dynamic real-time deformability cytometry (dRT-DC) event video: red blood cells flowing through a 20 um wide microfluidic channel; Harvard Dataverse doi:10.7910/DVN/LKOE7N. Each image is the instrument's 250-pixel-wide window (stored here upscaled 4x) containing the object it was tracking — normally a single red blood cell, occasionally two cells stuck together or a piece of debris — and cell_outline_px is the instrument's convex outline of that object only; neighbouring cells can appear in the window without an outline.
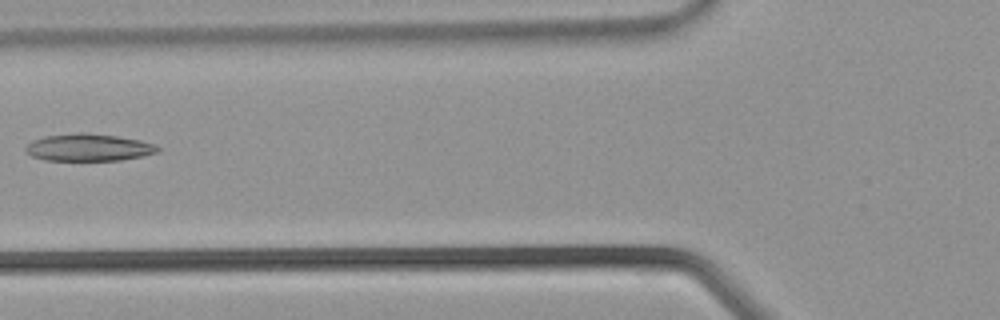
{"species": "common noctule bat (a hibernating species)", "species_latin": "Nyctalus noctula", "temperature_condition": "warm", "stored_images_in_passage": 26, "camera_frame_rate_fps": 3000, "um_per_image_px": 0.085, "animal": {"sex": "male", "body_mass_g": 21.5, "forearm_length_mm": 52.0}, "frame": {"image": 1, "passage_image": 4, "time_ms": 1.0, "image_size_px": [1000, 320], "cell_outline_px": [[160, 148], [156, 152], [144, 156], [120, 160], [44, 160], [32, 156], [24, 152], [24, 148], [32, 140], [44, 136], [80, 132], [84, 132], [116, 136], [140, 140], [156, 144]], "centroid_in_image_um": [7.5, 12.53], "position_along_channel_um": 118.3, "area_um2": 21.04}}
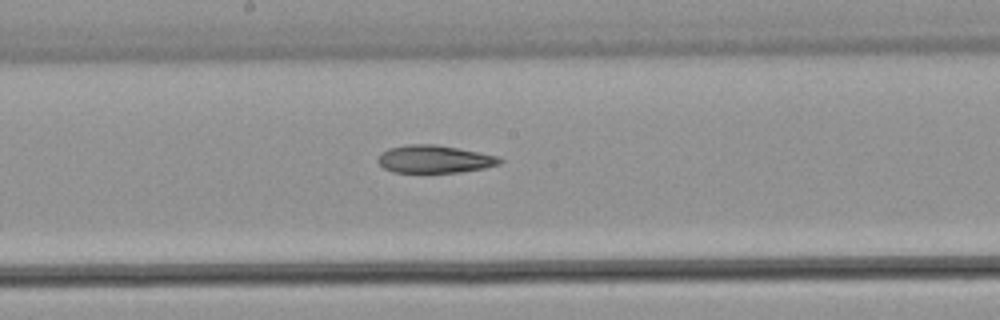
{"frame": {"image": 2, "passage_image": 9, "time_ms": 2.667, "image_size_px": [1000, 320], "cell_outline_px": [[504, 160], [500, 164], [484, 168], [460, 172], [392, 172], [384, 168], [376, 160], [380, 152], [388, 148], [408, 144], [436, 144], [496, 156]], "centroid_in_image_um": [36.88, 13.52], "position_along_channel_um": 211.3, "area_um2": 19.59}}
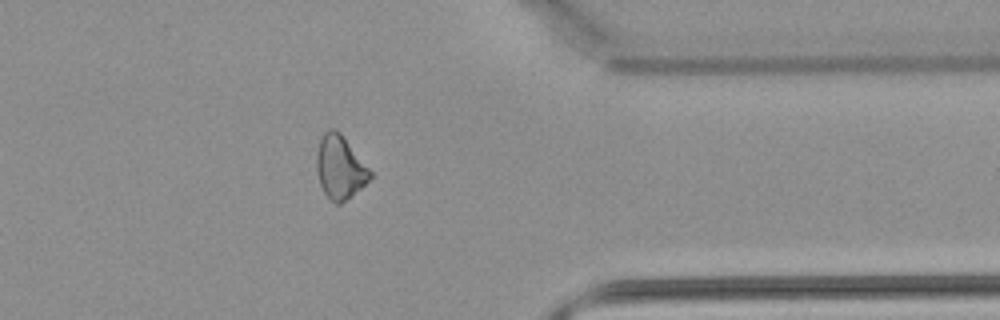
{"frame": {"image": 3, "passage_image": 19, "time_ms": 6.0, "image_size_px": [1000, 320], "cell_outline_px": [[372, 176], [360, 188], [340, 204], [336, 204], [324, 192], [320, 184], [316, 168], [316, 152], [320, 140], [324, 132], [328, 128], [336, 128], [340, 132], [372, 172]], "centroid_in_image_um": [28.87, 14.18], "position_along_channel_um": 382.5, "area_um2": 19.48}}